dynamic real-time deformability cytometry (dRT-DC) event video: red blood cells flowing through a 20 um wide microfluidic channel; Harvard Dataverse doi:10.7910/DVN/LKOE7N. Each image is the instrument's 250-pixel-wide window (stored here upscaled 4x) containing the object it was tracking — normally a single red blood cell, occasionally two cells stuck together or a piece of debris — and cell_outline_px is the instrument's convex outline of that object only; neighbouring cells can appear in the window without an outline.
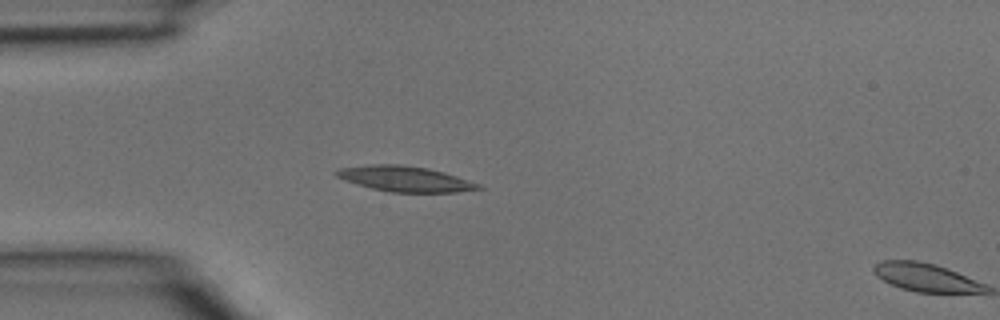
{"species": "common noctule bat (a hibernating species)", "species_latin": "Nyctalus noctula", "temperature_condition": "room temperature", "stored_images_in_passage": 3, "segment_of_instrument_passage": [1, 2], "camera_frame_rate_fps": 3000, "um_per_image_px": 0.085, "animal": {"sex": "male", "body_mass_g": 15.6}, "frame": {"image": 1, "passage_image": 2, "time_ms": 0.333, "image_size_px": [1000, 320], "cell_outline_px": [[484, 188], [456, 192], [392, 192], [372, 188], [344, 180], [336, 176], [332, 172], [340, 168], [372, 164], [400, 164], [428, 168], [444, 172], [480, 184]], "centroid_in_image_um": [34.41, 15.19], "position_along_channel_um": 50.6, "area_um2": 20.92}}